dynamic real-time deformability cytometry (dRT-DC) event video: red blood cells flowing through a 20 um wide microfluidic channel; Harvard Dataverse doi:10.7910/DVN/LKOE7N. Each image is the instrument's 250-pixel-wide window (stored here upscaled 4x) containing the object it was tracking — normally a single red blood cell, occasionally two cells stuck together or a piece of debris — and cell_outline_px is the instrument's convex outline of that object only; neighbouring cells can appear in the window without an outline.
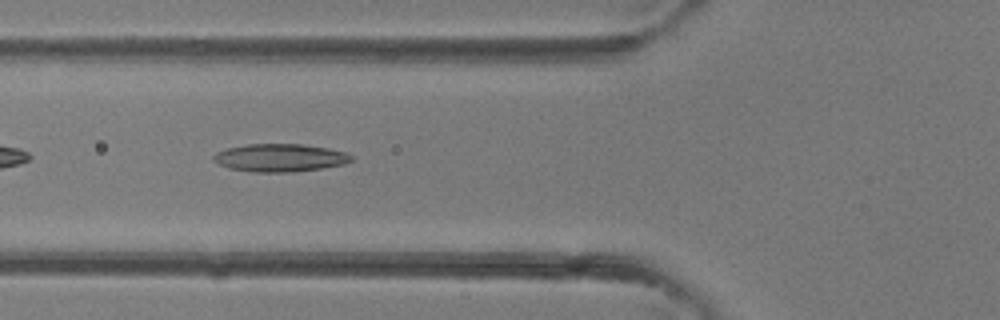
{"species": "common noctule bat (a hibernating species)", "species_latin": "Nyctalus noctula", "temperature_condition": "room temperature", "stored_images_in_passage": 40, "camera_frame_rate_fps": 3000, "um_per_image_px": 0.085, "animal": {"sex": "female"}, "frame": {"image": 1, "passage_image": 14, "time_ms": 4.333, "image_size_px": [1000, 320], "cell_outline_px": [[352, 160], [344, 164], [320, 168], [292, 172], [252, 172], [228, 168], [212, 160], [212, 156], [216, 152], [228, 148], [248, 144], [304, 144], [328, 148], [344, 152], [352, 156]], "centroid_in_image_um": [23.77, 13.41], "position_along_channel_um": 102.0, "area_um2": 22.31}}
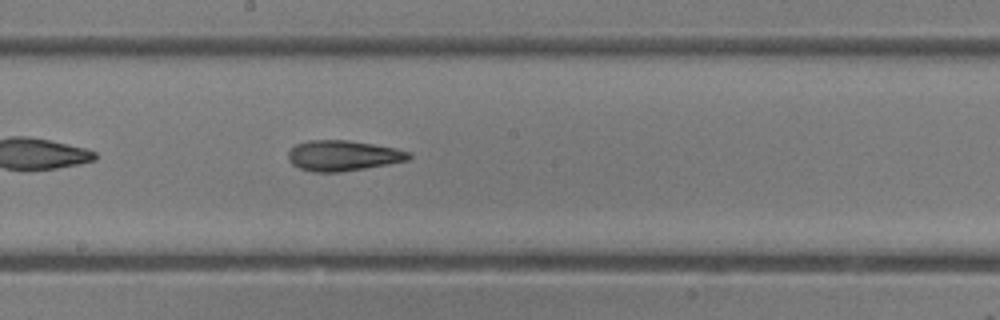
{"frame": {"image": 2, "passage_image": 21, "time_ms": 6.667, "image_size_px": [1000, 320], "cell_outline_px": [[412, 156], [408, 160], [388, 164], [340, 172], [316, 172], [300, 168], [292, 164], [288, 160], [288, 152], [296, 144], [308, 140], [348, 140], [396, 148], [412, 152]], "centroid_in_image_um": [29.16, 13.22], "position_along_channel_um": 219.0, "area_um2": 21.39}}
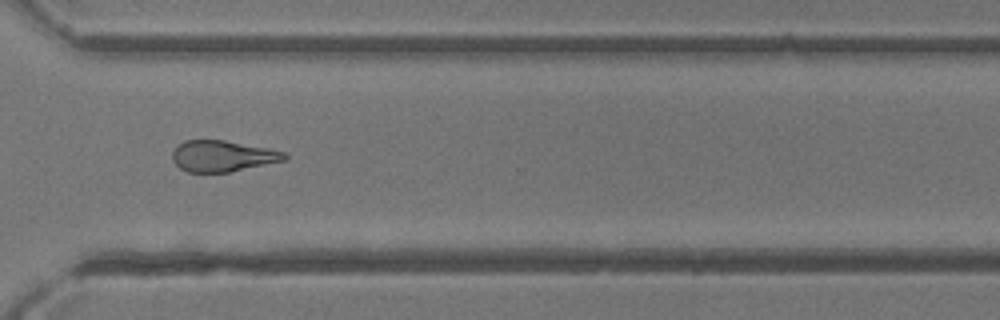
{"frame": {"image": 3, "passage_image": 29, "time_ms": 9.333, "image_size_px": [1000, 320], "cell_outline_px": [[288, 160], [228, 172], [188, 172], [180, 168], [172, 160], [172, 152], [184, 140], [224, 140], [268, 148], [284, 152], [288, 156]], "centroid_in_image_um": [18.94, 13.26], "position_along_channel_um": 351.7, "area_um2": 20.29}}